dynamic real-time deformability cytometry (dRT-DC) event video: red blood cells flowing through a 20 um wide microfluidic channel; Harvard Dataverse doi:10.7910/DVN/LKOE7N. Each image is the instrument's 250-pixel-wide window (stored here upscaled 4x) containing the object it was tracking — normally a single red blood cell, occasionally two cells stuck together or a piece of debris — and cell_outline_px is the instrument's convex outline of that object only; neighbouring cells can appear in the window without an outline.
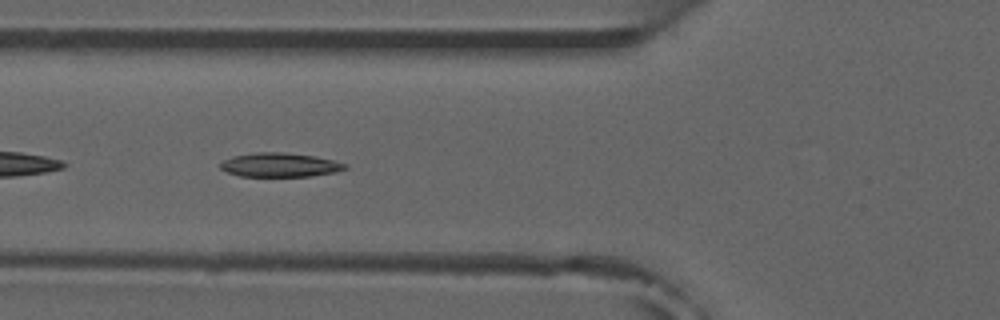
{"species": "common noctule bat (a hibernating species)", "species_latin": "Nyctalus noctula", "temperature_condition": "room temperature", "stored_images_in_passage": 6, "camera_frame_rate_fps": 3000, "um_per_image_px": 0.085, "animal": {"sex": "male", "forearm_length_mm": 52.5}, "frame": {"image": 1, "passage_image": 5, "time_ms": 4.333, "image_size_px": [1000, 320], "cell_outline_px": [[348, 168], [336, 172], [312, 176], [240, 176], [228, 172], [220, 168], [220, 164], [224, 160], [232, 156], [256, 152], [284, 152], [312, 156], [332, 160], [348, 164]], "centroid_in_image_um": [23.8, 14.02], "position_along_channel_um": 102.0, "area_um2": 17.4}}
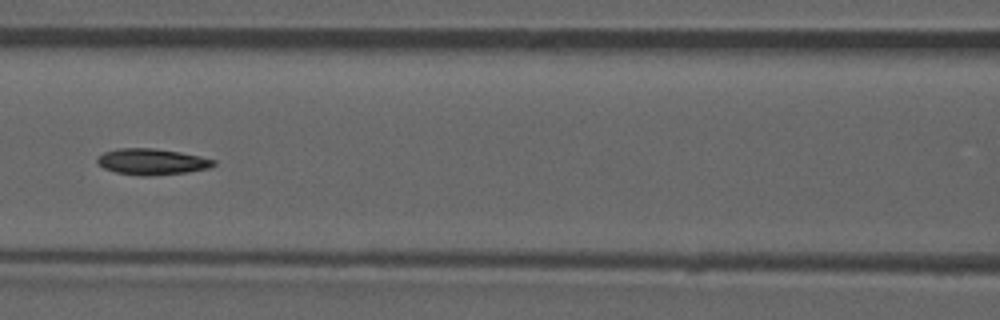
{"frame": {"image": 2, "passage_image": 6, "time_ms": 5.667, "image_size_px": [1000, 320], "cell_outline_px": [[216, 164], [208, 168], [188, 172], [152, 176], [140, 176], [116, 172], [104, 168], [96, 164], [96, 156], [104, 152], [116, 148], [152, 148], [180, 152], [200, 156], [216, 160]], "centroid_in_image_um": [12.87, 13.74], "position_along_channel_um": 153.7, "area_um2": 17.92}}